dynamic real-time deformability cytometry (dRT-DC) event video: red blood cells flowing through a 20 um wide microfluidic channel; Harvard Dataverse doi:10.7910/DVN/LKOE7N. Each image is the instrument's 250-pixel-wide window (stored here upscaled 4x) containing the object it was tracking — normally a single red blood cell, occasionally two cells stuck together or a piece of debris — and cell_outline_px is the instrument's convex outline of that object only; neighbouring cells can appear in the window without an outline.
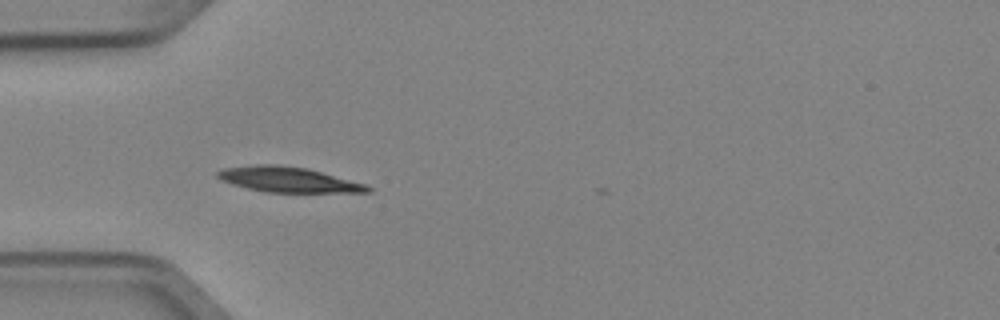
{"species": "Egyptian fruit bat (a non-hibernating species)", "species_latin": "Rousettus aegyptiacus", "temperature_condition": "cold", "stored_images_in_passage": 3, "camera_frame_rate_fps": 3000, "um_per_image_px": 0.085, "animal": {"sex": "female"}, "frame": {"image": 1, "passage_image": 1, "time_ms": 0.0, "image_size_px": [1000, 320], "cell_outline_px": [[372, 192], [264, 192], [232, 184], [216, 176], [216, 172], [224, 168], [256, 164], [276, 164], [308, 168], [364, 184], [372, 188]], "centroid_in_image_um": [24.48, 15.26], "position_along_channel_um": 60.5, "area_um2": 21.85}}
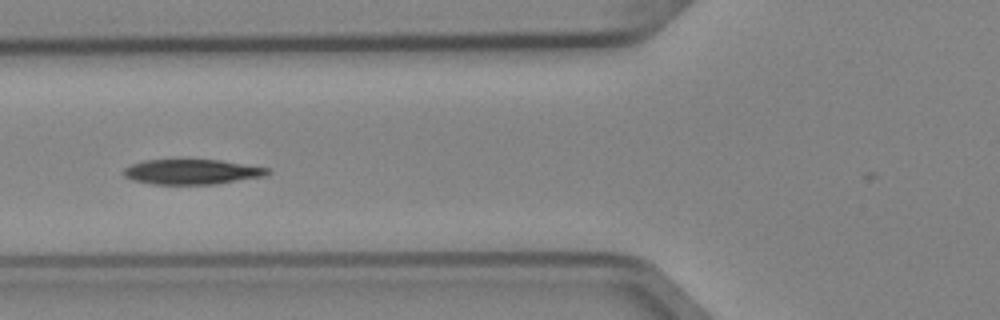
{"frame": {"image": 2, "passage_image": 2, "time_ms": 0.333, "image_size_px": [1000, 320], "cell_outline_px": [[272, 172], [264, 176], [216, 184], [152, 184], [132, 180], [124, 176], [124, 168], [132, 164], [144, 160], [220, 160], [268, 168]], "centroid_in_image_um": [16.3, 14.61], "position_along_channel_um": 109.5, "area_um2": 20.87}}
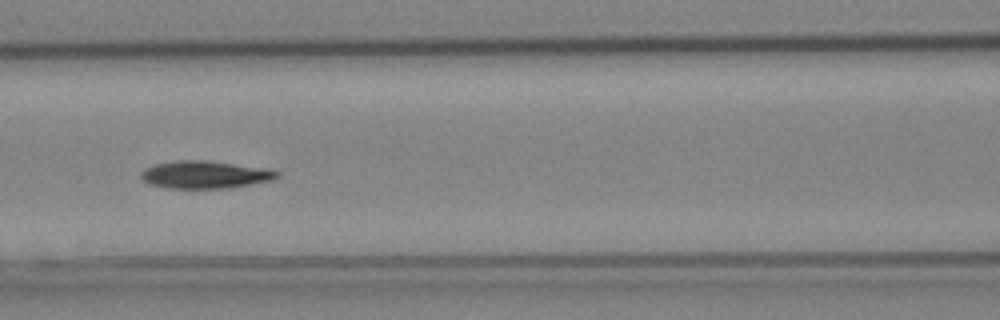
{"frame": {"image": 3, "passage_image": 3, "time_ms": 0.667, "image_size_px": [1000, 320], "cell_outline_px": [[280, 176], [272, 180], [232, 188], [164, 188], [148, 184], [140, 176], [140, 172], [144, 168], [152, 164], [176, 160], [204, 160], [268, 168], [280, 172]], "centroid_in_image_um": [17.41, 14.84], "position_along_channel_um": 149.2, "area_um2": 22.2}}